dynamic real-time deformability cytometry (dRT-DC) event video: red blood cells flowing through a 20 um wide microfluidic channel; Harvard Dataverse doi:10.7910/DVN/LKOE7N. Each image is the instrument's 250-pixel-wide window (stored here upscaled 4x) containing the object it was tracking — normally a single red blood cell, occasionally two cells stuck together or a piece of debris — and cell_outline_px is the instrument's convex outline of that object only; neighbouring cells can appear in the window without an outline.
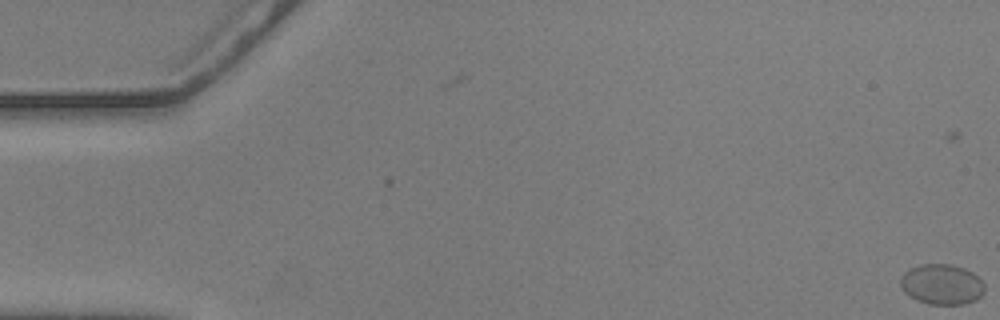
{"species": "common noctule bat (a hibernating species)", "species_latin": "Nyctalus noctula", "temperature_condition": "warm", "stored_images_in_passage": 58, "camera_frame_rate_fps": 3000, "um_per_image_px": 0.085, "animal": {"sex": "male", "body_mass_g": 20.5, "forearm_length_mm": 52.5}, "frame": {"image": 1, "passage_image": 1, "time_ms": 0.0, "image_size_px": [1000, 320], "cell_outline_px": [[984, 292], [976, 300], [964, 304], [928, 304], [916, 300], [904, 292], [900, 284], [900, 276], [908, 268], [920, 264], [952, 264], [964, 268], [972, 272], [984, 284]], "centroid_in_image_um": [80.02, 24.16], "position_along_channel_um": 5.0, "area_um2": 19.94}}
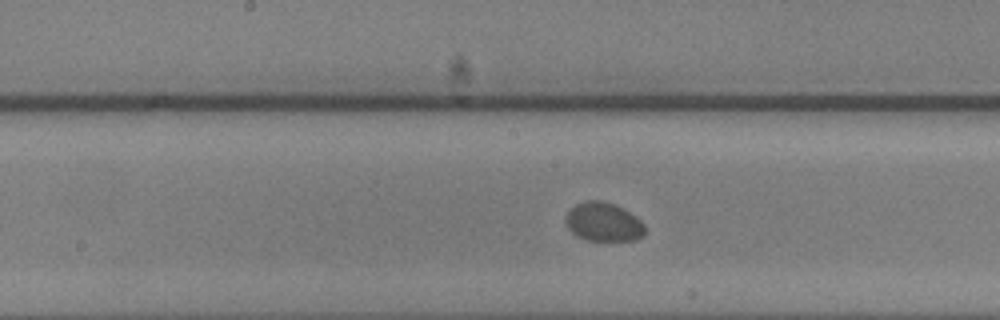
{"frame": {"image": 2, "passage_image": 30, "time_ms": 9.667, "image_size_px": [1000, 320], "cell_outline_px": [[644, 236], [636, 240], [608, 244], [588, 240], [576, 236], [568, 228], [564, 220], [564, 216], [576, 204], [584, 200], [604, 200], [616, 204], [624, 208], [636, 216], [644, 224]], "centroid_in_image_um": [51.31, 18.91], "position_along_channel_um": 196.9, "area_um2": 18.9}}
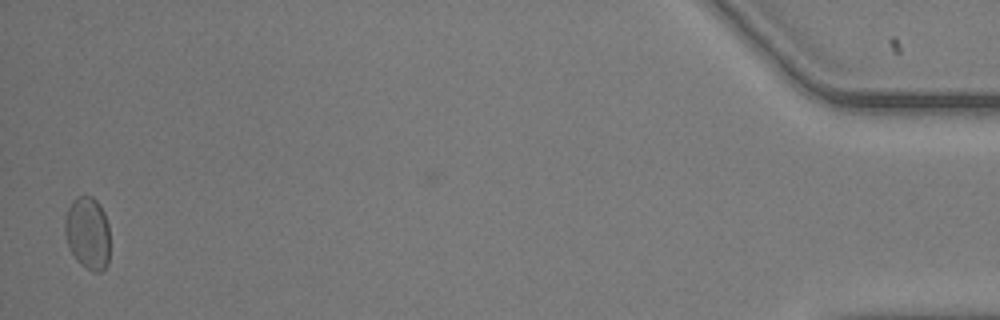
{"frame": {"image": 3, "passage_image": 57, "time_ms": 18.667, "image_size_px": [1000, 320], "cell_outline_px": [[108, 264], [100, 272], [92, 272], [80, 264], [76, 260], [68, 244], [64, 232], [64, 220], [68, 208], [72, 200], [76, 196], [92, 196], [100, 204], [104, 212], [108, 224]], "centroid_in_image_um": [7.44, 19.8], "position_along_channel_um": 427.8, "area_um2": 19.13}, "authors_computed_cell_mechanics": {"area_um2": 18.3804, "velocity_mm_per_s": 3.5857, "shape_relaxation_time_tau1_ms": null, "shape_relaxation_time_tau2_ms": 7.4576, "deformation_change_tau1": null, "deformation_change_tau2": 0.0573}}